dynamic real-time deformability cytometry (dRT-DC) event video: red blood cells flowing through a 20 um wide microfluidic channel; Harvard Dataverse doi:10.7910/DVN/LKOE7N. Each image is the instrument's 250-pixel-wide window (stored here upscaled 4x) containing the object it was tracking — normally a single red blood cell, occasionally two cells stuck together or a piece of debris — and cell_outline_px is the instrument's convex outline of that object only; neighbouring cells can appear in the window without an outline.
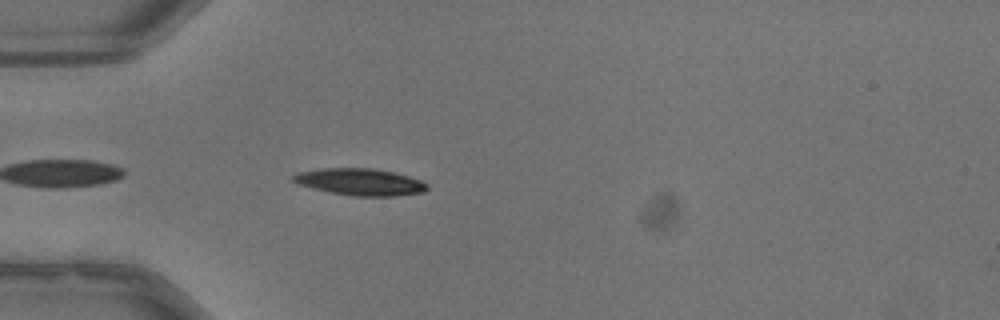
{"species": "common noctule bat (a hibernating species)", "species_latin": "Nyctalus noctula", "temperature_condition": "warm", "stored_images_in_passage": 34, "camera_frame_rate_fps": 3000, "um_per_image_px": 0.085, "animal": {"sex": "male", "body_mass_g": 13.3}, "frame": {"image": 1, "passage_image": 4, "time_ms": 1.0, "image_size_px": [1000, 320], "cell_outline_px": [[428, 188], [424, 192], [396, 196], [356, 196], [332, 192], [312, 188], [300, 184], [292, 180], [292, 176], [300, 172], [320, 168], [372, 168], [392, 172], [408, 176], [420, 180], [428, 184]], "centroid_in_image_um": [30.64, 15.46], "position_along_channel_um": 54.4, "area_um2": 20.75}}
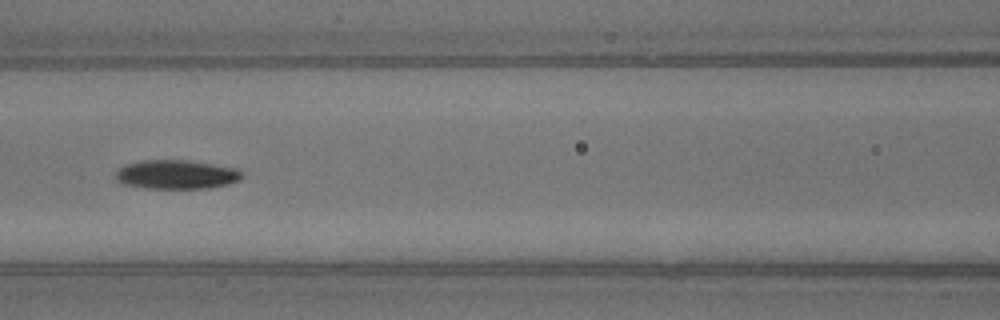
{"frame": {"image": 2, "passage_image": 12, "time_ms": 3.667, "image_size_px": [1000, 320], "cell_outline_px": [[244, 176], [240, 180], [228, 184], [208, 188], [144, 188], [124, 184], [116, 176], [116, 172], [124, 164], [140, 160], [188, 160], [236, 168]], "centroid_in_image_um": [15.01, 14.82], "position_along_channel_um": 151.6, "area_um2": 21.27}}
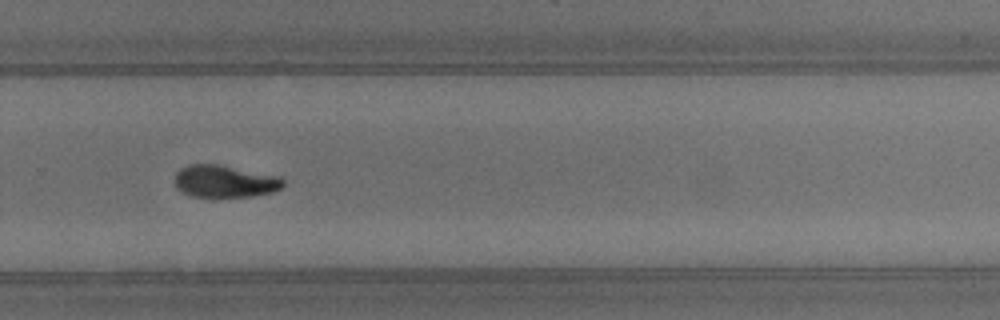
{"frame": {"image": 3, "passage_image": 24, "time_ms": 7.667, "image_size_px": [1000, 320], "cell_outline_px": [[284, 184], [280, 188], [272, 192], [252, 196], [212, 200], [188, 196], [176, 188], [172, 180], [176, 172], [180, 168], [188, 164], [216, 164], [280, 176], [284, 180]], "centroid_in_image_um": [19.01, 15.46], "position_along_channel_um": 310.8, "area_um2": 21.39}, "authors_computed_cell_mechanics": {"area_um2": 21.1548, "velocity_mm_per_s": 3.996, "shape_relaxation_time_tau1_ms": 3.3321, "shape_relaxation_time_tau2_ms": null, "deformation_change_tau1": 0.1405, "deformation_change_tau2": null}}